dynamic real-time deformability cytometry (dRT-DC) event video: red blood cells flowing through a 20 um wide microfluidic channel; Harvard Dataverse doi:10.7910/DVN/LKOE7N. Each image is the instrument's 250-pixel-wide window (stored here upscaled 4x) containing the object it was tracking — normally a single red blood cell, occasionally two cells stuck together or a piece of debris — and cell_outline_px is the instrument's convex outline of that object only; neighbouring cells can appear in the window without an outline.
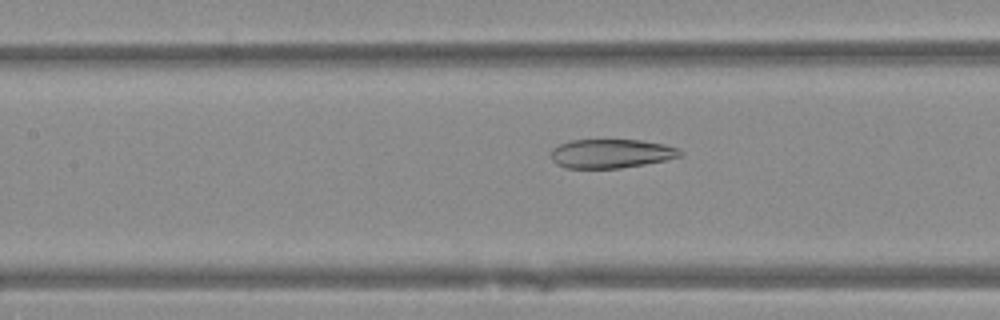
{"species": "Egyptian fruit bat (a non-hibernating species)", "species_latin": "Rousettus aegyptiacus", "temperature_condition": "warm", "stored_images_in_passage": 49, "segment_of_instrument_passage": [1, 2], "camera_frame_rate_fps": 3000, "um_per_image_px": 0.085, "animal": {"sex": "female"}, "frame": {"image": 1, "passage_image": 20, "time_ms": 6.333, "image_size_px": [1000, 320], "cell_outline_px": [[684, 156], [644, 164], [620, 168], [564, 168], [556, 164], [552, 160], [548, 152], [552, 148], [560, 144], [572, 140], [640, 140], [664, 144], [676, 148], [684, 152]], "centroid_in_image_um": [51.91, 13.06], "position_along_channel_um": 155.5, "area_um2": 21.96}}
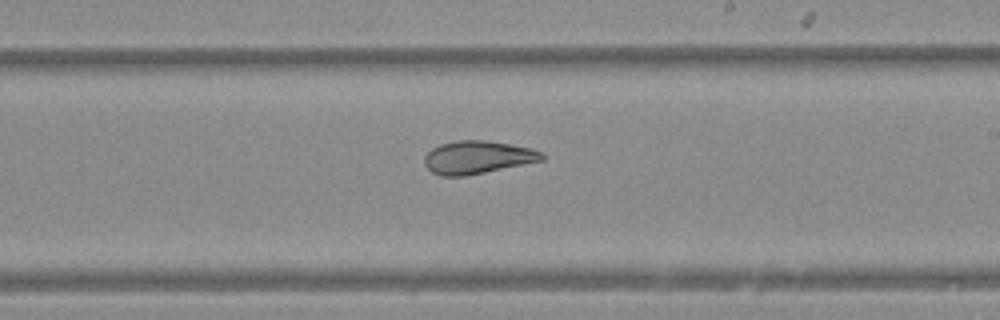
{"frame": {"image": 2, "passage_image": 27, "time_ms": 8.667, "image_size_px": [1000, 320], "cell_outline_px": [[544, 160], [464, 176], [440, 176], [432, 172], [424, 164], [424, 156], [432, 148], [440, 144], [456, 140], [484, 140], [532, 148], [540, 152], [544, 156]], "centroid_in_image_um": [40.55, 13.37], "position_along_channel_um": 248.5, "area_um2": 22.37}}
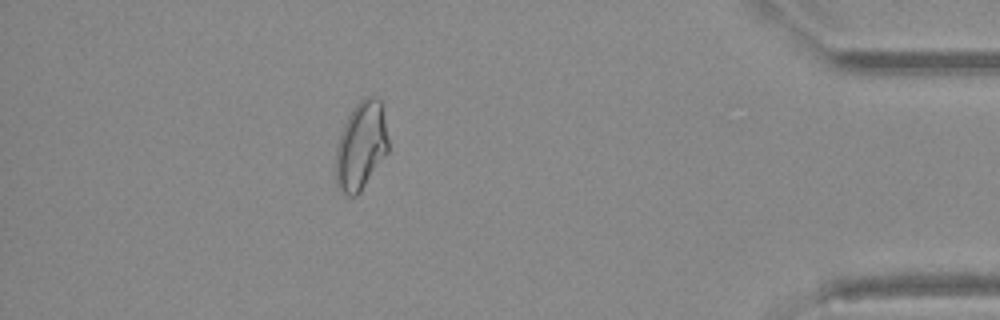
{"frame": {"image": 3, "passage_image": 42, "time_ms": 13.667, "image_size_px": [1000, 320], "cell_outline_px": [[388, 152], [360, 192], [356, 196], [348, 196], [336, 184], [336, 148], [340, 132], [352, 108], [360, 100], [368, 96], [376, 96], [380, 100], [388, 140]], "centroid_in_image_um": [30.68, 12.39], "position_along_channel_um": 404.5, "area_um2": 26.76}}